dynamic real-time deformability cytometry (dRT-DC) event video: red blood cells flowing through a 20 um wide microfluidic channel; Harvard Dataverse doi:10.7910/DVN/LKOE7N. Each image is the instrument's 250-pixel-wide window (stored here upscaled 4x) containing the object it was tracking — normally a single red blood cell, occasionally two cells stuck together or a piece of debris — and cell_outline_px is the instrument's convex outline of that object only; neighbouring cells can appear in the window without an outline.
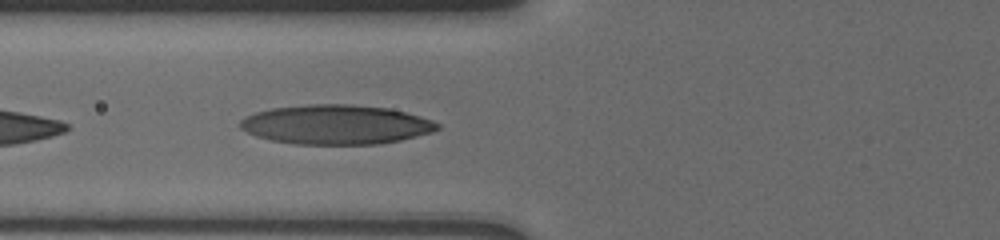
{"species": "human", "species_latin": "Homo sapiens", "temperature_condition": "cold", "stored_images_in_passage": 6, "camera_frame_rate_fps": 3000, "um_per_image_px": 0.085, "donor": {"sex": "male"}, "frame": {"image": 1, "passage_image": 3, "time_ms": 0.667, "image_size_px": [1000, 240], "cell_outline_px": [[440, 128], [432, 132], [400, 140], [380, 144], [296, 144], [272, 140], [256, 136], [240, 128], [240, 120], [244, 116], [256, 112], [272, 108], [308, 104], [348, 104], [388, 108], [404, 112], [432, 120], [440, 124]], "centroid_in_image_um": [28.55, 10.59], "position_along_channel_um": 97.3, "area_um2": 45.2}}